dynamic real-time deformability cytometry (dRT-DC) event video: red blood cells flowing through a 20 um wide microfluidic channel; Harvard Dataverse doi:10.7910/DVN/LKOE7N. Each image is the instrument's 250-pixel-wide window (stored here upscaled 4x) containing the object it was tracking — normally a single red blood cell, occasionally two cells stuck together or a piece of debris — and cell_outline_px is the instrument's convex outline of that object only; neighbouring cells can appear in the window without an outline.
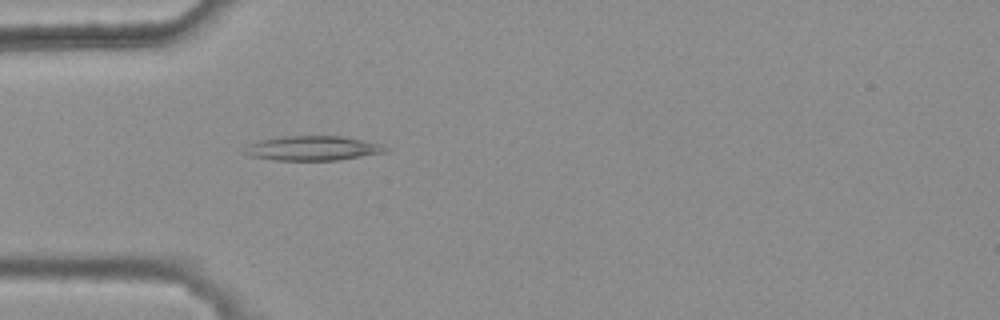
{"species": "common noctule bat (a hibernating species)", "species_latin": "Nyctalus noctula", "temperature_condition": "warm", "stored_images_in_passage": 2, "camera_frame_rate_fps": 3000, "um_per_image_px": 0.085, "animal": {"sex": "female", "body_mass_g": 25.1}, "frame": {"image": 1, "passage_image": 2, "time_ms": 0.333, "image_size_px": [1000, 320], "cell_outline_px": [[384, 152], [336, 160], [272, 160], [248, 156], [244, 152], [248, 144], [260, 140], [280, 136], [340, 136], [360, 140], [376, 144], [384, 148]], "centroid_in_image_um": [26.42, 12.6], "position_along_channel_um": 58.6, "area_um2": 19.65}}